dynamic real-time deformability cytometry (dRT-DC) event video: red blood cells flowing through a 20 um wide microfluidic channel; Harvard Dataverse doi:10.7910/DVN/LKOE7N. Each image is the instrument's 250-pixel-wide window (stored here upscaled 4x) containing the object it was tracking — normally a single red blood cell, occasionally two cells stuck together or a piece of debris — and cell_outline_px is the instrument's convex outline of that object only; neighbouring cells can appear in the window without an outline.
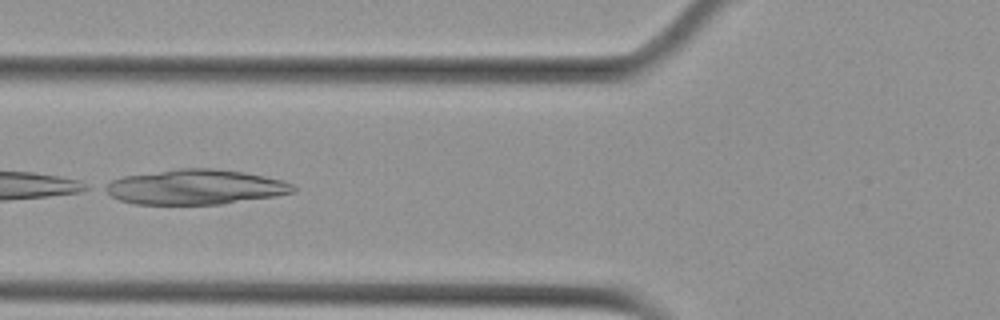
{"species": "Egyptian fruit bat (a non-hibernating species)", "species_latin": "Rousettus aegyptiacus", "temperature_condition": "cold", "stored_images_in_passage": 3, "camera_frame_rate_fps": 3000, "um_per_image_px": 0.085, "animal": {"sex": "female"}, "frame": {"image": 1, "passage_image": 2, "time_ms": 0.333, "image_size_px": [1000, 320], "cell_outline_px": [[296, 192], [276, 196], [220, 204], [132, 204], [120, 200], [112, 196], [100, 188], [104, 184], [112, 180], [124, 176], [180, 168], [216, 168], [244, 172], [284, 180], [292, 184], [296, 188]], "centroid_in_image_um": [16.6, 15.89], "position_along_channel_um": 109.2, "area_um2": 38.49}}
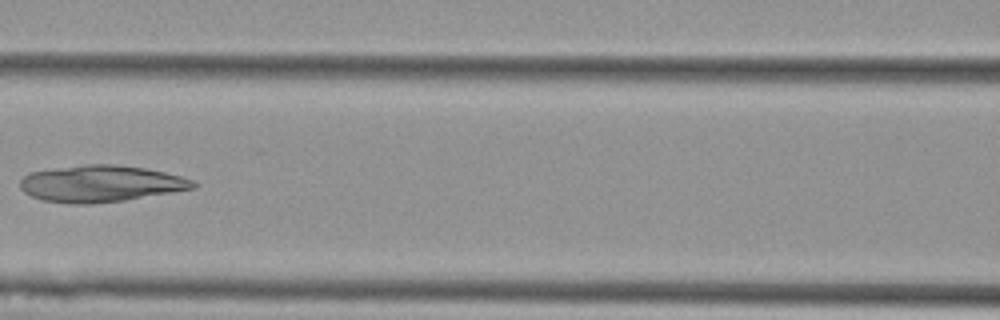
{"frame": {"image": 2, "passage_image": 3, "time_ms": 0.667, "image_size_px": [1000, 320], "cell_outline_px": [[196, 188], [124, 200], [92, 204], [72, 204], [44, 200], [32, 196], [24, 192], [20, 188], [20, 180], [28, 172], [84, 164], [116, 164], [144, 168], [164, 172], [180, 176], [192, 180], [196, 184]], "centroid_in_image_um": [8.54, 15.6], "position_along_channel_um": 158.1, "area_um2": 36.82}}